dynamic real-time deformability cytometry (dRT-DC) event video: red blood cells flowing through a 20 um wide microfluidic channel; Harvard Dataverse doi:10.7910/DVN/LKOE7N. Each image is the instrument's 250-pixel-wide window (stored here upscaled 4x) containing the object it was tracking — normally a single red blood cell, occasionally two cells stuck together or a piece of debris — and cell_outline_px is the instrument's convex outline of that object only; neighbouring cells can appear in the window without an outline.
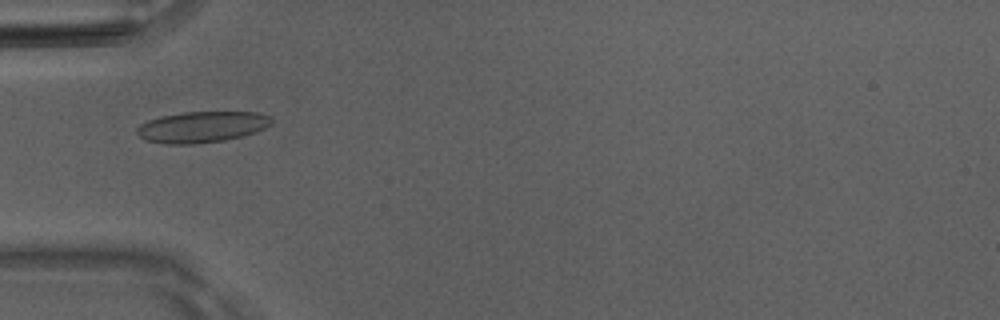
{"species": "Egyptian fruit bat (a non-hibernating species)", "species_latin": "Rousettus aegyptiacus", "temperature_condition": "room temperature", "stored_images_in_passage": 51, "camera_frame_rate_fps": 3000, "um_per_image_px": 0.085, "animal": {"sex": "male"}, "frame": {"image": 1, "passage_image": 17, "time_ms": 5.333, "image_size_px": [1000, 320], "cell_outline_px": [[272, 124], [264, 128], [244, 136], [224, 140], [192, 144], [164, 144], [144, 140], [136, 132], [136, 128], [140, 124], [148, 120], [160, 116], [184, 112], [256, 112], [272, 116]], "centroid_in_image_um": [17.15, 10.79], "position_along_channel_um": 67.9, "area_um2": 24.51}}
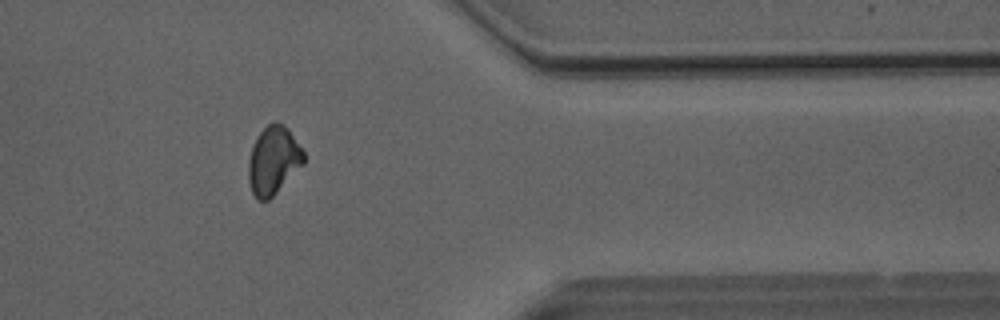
{"frame": {"image": 2, "passage_image": 42, "time_ms": 13.667, "image_size_px": [1000, 320], "cell_outline_px": [[304, 164], [268, 200], [256, 200], [252, 192], [248, 180], [248, 160], [252, 148], [260, 132], [268, 124], [276, 120], [284, 124], [288, 128], [304, 152]], "centroid_in_image_um": [23.23, 13.62], "position_along_channel_um": 388.2, "area_um2": 21.85}}
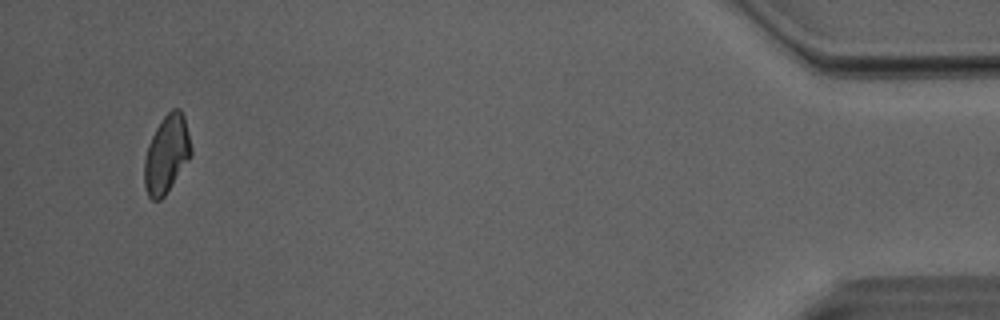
{"frame": {"image": 3, "passage_image": 49, "time_ms": 16.0, "image_size_px": [1000, 320], "cell_outline_px": [[192, 156], [164, 196], [160, 200], [152, 200], [148, 196], [144, 184], [144, 160], [148, 144], [160, 120], [172, 108], [180, 108], [184, 116], [192, 148]], "centroid_in_image_um": [14.16, 13.1], "position_along_channel_um": 421.0, "area_um2": 21.27}, "authors_computed_cell_mechanics": {"area_um2": 22.253, "velocity_mm_per_s": 4.056, "shape_relaxation_time_tau1_ms": 7.3056, "shape_relaxation_time_tau2_ms": 2.0375, "deformation_change_tau1": 0.1402, "deformation_change_tau2": 0.0913}}